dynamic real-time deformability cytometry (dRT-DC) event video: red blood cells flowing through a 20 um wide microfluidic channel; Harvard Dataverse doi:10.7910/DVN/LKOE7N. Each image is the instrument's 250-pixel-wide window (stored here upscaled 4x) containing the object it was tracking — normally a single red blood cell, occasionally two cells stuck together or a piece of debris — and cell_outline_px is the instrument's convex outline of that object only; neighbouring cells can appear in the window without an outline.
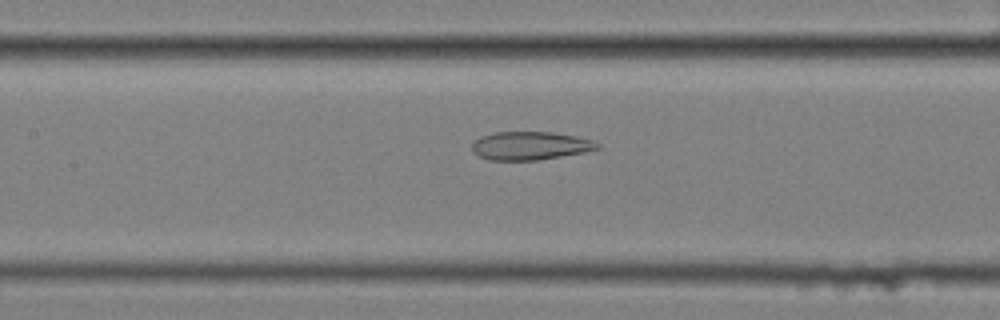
{"species": "common noctule bat (a hibernating species)", "species_latin": "Nyctalus noctula", "temperature_condition": "cold", "stored_images_in_passage": 48, "camera_frame_rate_fps": 3000, "um_per_image_px": 0.085, "animal": {"sex": "female", "body_mass_g": 25.1}, "frame": {"image": 1, "passage_image": 17, "time_ms": 5.333, "image_size_px": [1000, 320], "cell_outline_px": [[600, 148], [584, 152], [536, 160], [488, 160], [472, 152], [472, 144], [480, 136], [492, 132], [552, 132], [576, 136], [592, 140], [600, 144]], "centroid_in_image_um": [45.04, 12.38], "position_along_channel_um": 162.4, "area_um2": 20.63}}
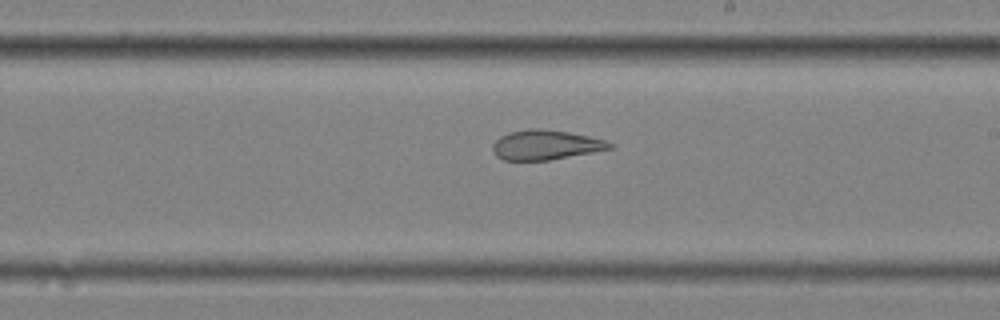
{"frame": {"image": 2, "passage_image": 24, "time_ms": 7.667, "image_size_px": [1000, 320], "cell_outline_px": [[616, 148], [548, 160], [504, 160], [496, 156], [492, 148], [492, 144], [500, 136], [508, 132], [528, 128], [540, 128], [568, 132], [608, 140], [616, 144]], "centroid_in_image_um": [46.42, 12.31], "position_along_channel_um": 242.6, "area_um2": 20.52}}
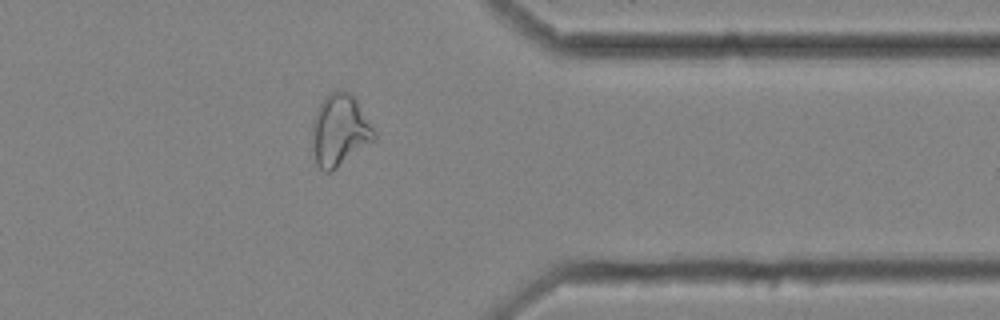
{"frame": {"image": 3, "passage_image": 37, "time_ms": 12.0, "image_size_px": [1000, 320], "cell_outline_px": [[376, 140], [336, 168], [328, 172], [324, 172], [316, 164], [312, 148], [312, 120], [320, 104], [332, 92], [348, 92], [356, 96], [376, 132]], "centroid_in_image_um": [28.9, 11.1], "position_along_channel_um": 382.5, "area_um2": 26.01}, "authors_computed_cell_mechanics": {"area_um2": 24.2471, "velocity_mm_per_s": 3.4545, "shape_relaxation_time_tau1_ms": null, "shape_relaxation_time_tau2_ms": 3.2942, "deformation_change_tau1": null, "deformation_change_tau2": 0.1125}}